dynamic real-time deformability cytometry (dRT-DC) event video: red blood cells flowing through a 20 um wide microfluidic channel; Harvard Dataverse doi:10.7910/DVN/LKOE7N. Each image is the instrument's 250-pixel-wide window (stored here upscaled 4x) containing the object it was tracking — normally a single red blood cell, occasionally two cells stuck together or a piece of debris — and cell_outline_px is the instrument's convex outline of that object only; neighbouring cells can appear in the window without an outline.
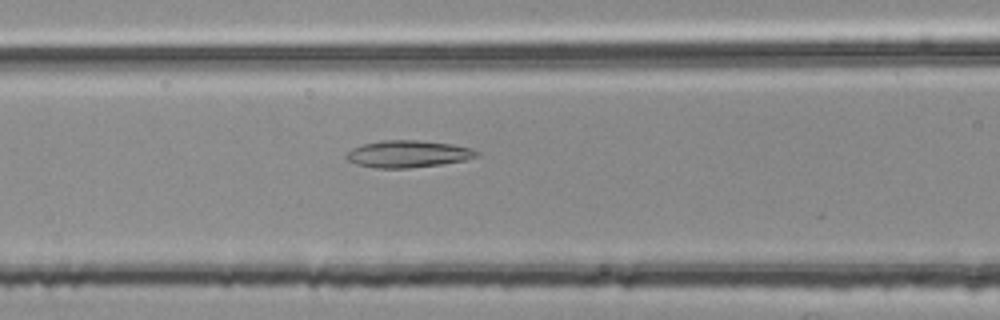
{"species": "common noctule bat (a hibernating species)", "species_latin": "Nyctalus noctula", "temperature_condition": "room temperature", "stored_images_in_passage": 31, "camera_frame_rate_fps": 3000, "um_per_image_px": 0.085, "animal": {"sex": "female", "body_mass_g": 25.1}, "frame": {"image": 1, "passage_image": 7, "time_ms": 2.0, "image_size_px": [1000, 320], "cell_outline_px": [[480, 156], [464, 160], [440, 164], [408, 168], [376, 168], [356, 164], [348, 160], [344, 156], [352, 148], [364, 144], [384, 140], [416, 140], [452, 144], [472, 148], [480, 152]], "centroid_in_image_um": [34.7, 13.08], "position_along_channel_um": 131.9, "area_um2": 20.46}}
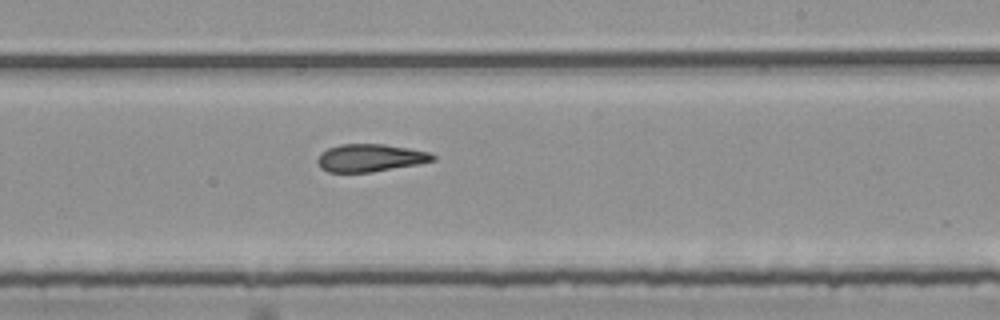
{"frame": {"image": 2, "passage_image": 17, "time_ms": 5.333, "image_size_px": [1000, 320], "cell_outline_px": [[436, 160], [420, 164], [372, 172], [328, 172], [320, 168], [316, 164], [316, 160], [320, 152], [328, 148], [340, 144], [384, 144], [408, 148], [428, 152], [436, 156]], "centroid_in_image_um": [31.44, 13.42], "position_along_channel_um": 257.6, "area_um2": 18.79}}
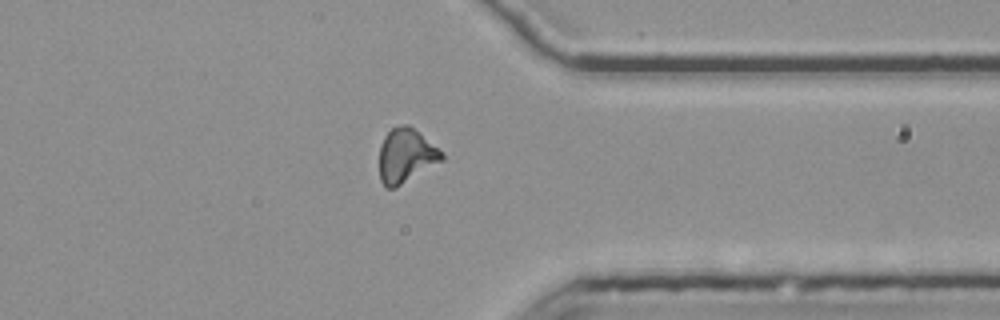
{"frame": {"image": 3, "passage_image": 27, "time_ms": 8.667, "image_size_px": [1000, 320], "cell_outline_px": [[444, 160], [396, 188], [384, 188], [380, 180], [380, 144], [384, 136], [392, 128], [404, 124], [408, 124], [444, 152]], "centroid_in_image_um": [34.51, 13.25], "position_along_channel_um": 376.9, "area_um2": 19.88}, "authors_computed_cell_mechanics": {"area_um2": 19.3052, "velocity_mm_per_s": 3.7797, "shape_relaxation_time_tau1_ms": null, "shape_relaxation_time_tau2_ms": 3.5865, "deformation_change_tau1": null, "deformation_change_tau2": 0.1306}}